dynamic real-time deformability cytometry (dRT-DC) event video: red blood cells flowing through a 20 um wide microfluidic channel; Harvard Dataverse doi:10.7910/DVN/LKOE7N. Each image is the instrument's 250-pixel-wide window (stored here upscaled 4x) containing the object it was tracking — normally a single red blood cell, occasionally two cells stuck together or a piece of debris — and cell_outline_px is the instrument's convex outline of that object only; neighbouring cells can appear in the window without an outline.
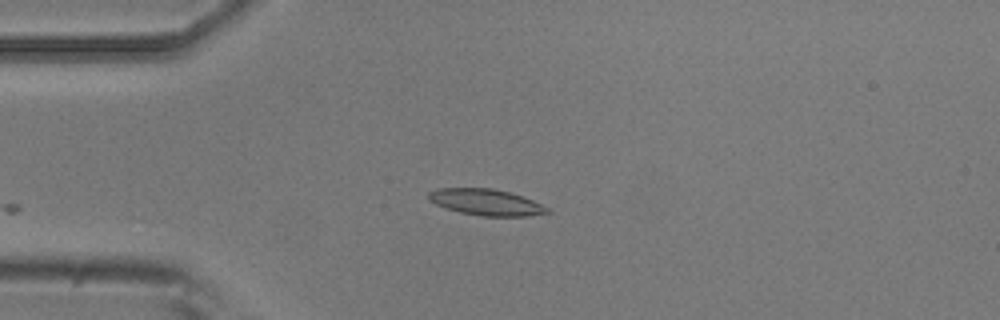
{"species": "common noctule bat (a hibernating species)", "species_latin": "Nyctalus noctula", "temperature_condition": "room temperature", "stored_images_in_passage": 3, "camera_frame_rate_fps": 3000, "um_per_image_px": 0.085, "animal": {"sex": "male", "body_mass_g": 20.5, "forearm_length_mm": 52.5}, "frame": {"image": 1, "passage_image": 3, "time_ms": 2.333, "image_size_px": [1000, 320], "cell_outline_px": [[552, 212], [528, 216], [480, 216], [460, 212], [444, 208], [428, 200], [428, 192], [436, 188], [492, 188], [524, 196], [548, 208]], "centroid_in_image_um": [41.29, 17.19], "position_along_channel_um": 43.7, "area_um2": 18.26}}